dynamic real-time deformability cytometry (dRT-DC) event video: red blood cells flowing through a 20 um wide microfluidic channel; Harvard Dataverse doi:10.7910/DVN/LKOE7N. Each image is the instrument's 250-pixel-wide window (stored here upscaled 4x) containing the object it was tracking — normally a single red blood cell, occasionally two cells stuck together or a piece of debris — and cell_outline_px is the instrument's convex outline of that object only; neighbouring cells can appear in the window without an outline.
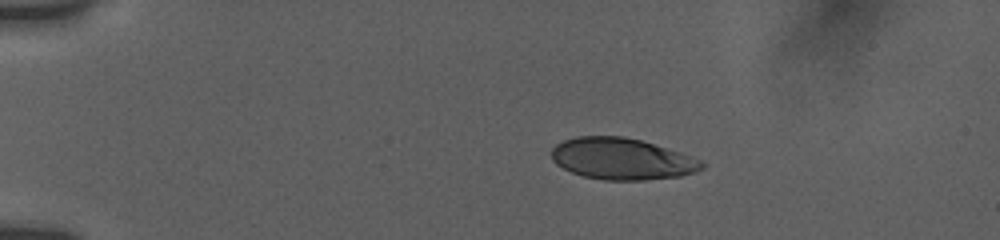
{"species": "human", "species_latin": "Homo sapiens", "temperature_condition": "room temperature", "stored_images_in_passage": 12, "camera_frame_rate_fps": 3000, "um_per_image_px": 0.085, "donor": {"sex": "female"}, "frame": {"image": 1, "passage_image": 6, "time_ms": 3.0, "image_size_px": [1000, 240], "cell_outline_px": [[704, 168], [696, 172], [680, 176], [644, 180], [604, 180], [584, 176], [572, 172], [556, 164], [552, 160], [552, 148], [556, 144], [564, 140], [576, 136], [624, 136], [640, 140], [680, 152], [692, 156], [700, 160], [704, 164]], "centroid_in_image_um": [52.86, 13.5], "position_along_channel_um": 32.1, "area_um2": 36.3}}
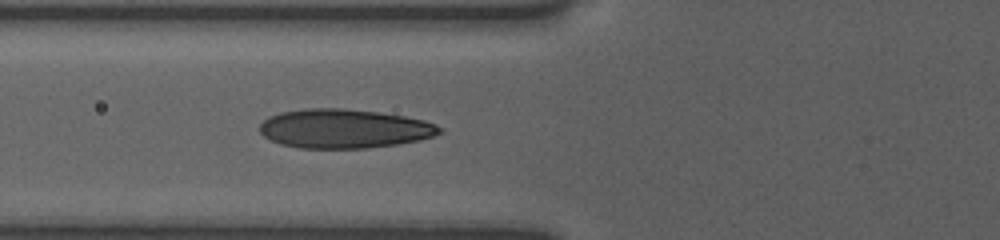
{"frame": {"image": 2, "passage_image": 12, "time_ms": 6.667, "image_size_px": [1000, 240], "cell_outline_px": [[444, 132], [420, 140], [396, 144], [368, 148], [300, 148], [280, 144], [264, 136], [260, 132], [260, 124], [268, 116], [280, 112], [308, 108], [344, 108], [380, 112], [404, 116], [424, 120], [436, 124], [444, 128]], "centroid_in_image_um": [29.27, 10.93], "position_along_channel_um": 96.5, "area_um2": 41.15}}